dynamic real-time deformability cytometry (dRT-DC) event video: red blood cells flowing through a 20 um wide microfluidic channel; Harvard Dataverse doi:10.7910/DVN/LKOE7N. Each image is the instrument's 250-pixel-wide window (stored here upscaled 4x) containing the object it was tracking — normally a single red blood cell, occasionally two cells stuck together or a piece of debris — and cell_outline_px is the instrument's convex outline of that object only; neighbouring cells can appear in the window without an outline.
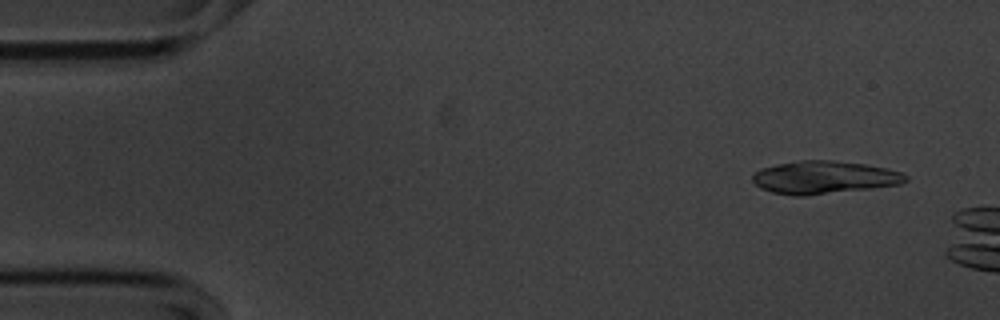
{"species": "common noctule bat (a hibernating species)", "species_latin": "Nyctalus noctula", "temperature_condition": "cold", "stored_images_in_passage": 13, "camera_frame_rate_fps": 3000, "um_per_image_px": 0.085, "animal": {"sex": "male", "body_mass_g": 20.1, "forearm_length_mm": 53.5}, "frame": {"image": 1, "passage_image": 4, "time_ms": 1.0, "image_size_px": [1000, 320], "cell_outline_px": [[908, 180], [900, 184], [872, 188], [804, 196], [792, 196], [772, 192], [760, 188], [752, 180], [752, 176], [760, 168], [776, 164], [800, 160], [832, 160], [864, 164], [888, 168], [904, 172], [908, 176]], "centroid_in_image_um": [70.06, 15.08], "position_along_channel_um": 14.9, "area_um2": 29.48}}